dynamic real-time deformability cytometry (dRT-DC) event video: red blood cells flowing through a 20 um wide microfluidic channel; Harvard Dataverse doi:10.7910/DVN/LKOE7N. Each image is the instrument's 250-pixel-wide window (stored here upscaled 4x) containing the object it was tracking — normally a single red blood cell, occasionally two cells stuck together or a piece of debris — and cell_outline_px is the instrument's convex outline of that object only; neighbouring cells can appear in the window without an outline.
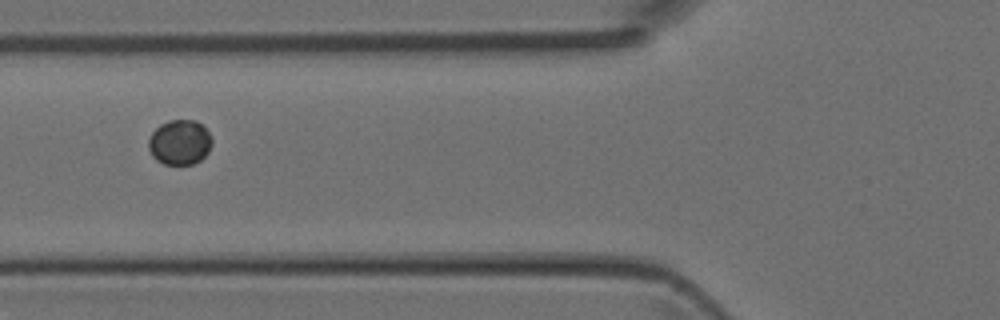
{"species": "Egyptian fruit bat (a non-hibernating species)", "species_latin": "Rousettus aegyptiacus", "temperature_condition": "room temperature", "stored_images_in_passage": 3, "camera_frame_rate_fps": 3000, "um_per_image_px": 0.085, "animal": {"sex": "female"}, "frame": {"image": 1, "passage_image": 3, "time_ms": 0.667, "image_size_px": [1000, 320], "cell_outline_px": [[212, 144], [208, 152], [200, 160], [192, 164], [164, 164], [156, 160], [152, 156], [148, 148], [148, 140], [152, 132], [160, 124], [168, 120], [196, 120], [212, 136]], "centroid_in_image_um": [15.26, 12.09], "position_along_channel_um": 110.5, "area_um2": 16.7}}